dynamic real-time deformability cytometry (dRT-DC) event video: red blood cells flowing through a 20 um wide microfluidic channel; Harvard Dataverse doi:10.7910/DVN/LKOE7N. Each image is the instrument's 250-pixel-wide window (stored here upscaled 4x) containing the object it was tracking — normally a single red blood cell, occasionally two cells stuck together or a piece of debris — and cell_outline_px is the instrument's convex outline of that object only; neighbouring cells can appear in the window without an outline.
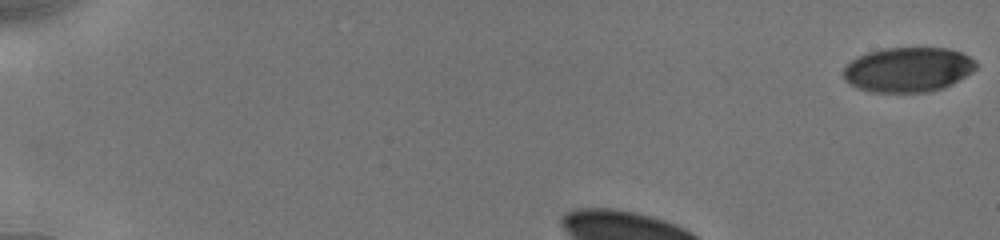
{"species": "human", "species_latin": "Homo sapiens", "temperature_condition": "cold", "stored_images_in_passage": 12, "camera_frame_rate_fps": 3000, "um_per_image_px": 0.085, "donor": {"sex": "male"}, "frame": {"image": 1, "passage_image": 1, "time_ms": 0.0, "image_size_px": [1000, 240], "cell_outline_px": [[976, 68], [972, 72], [952, 84], [944, 88], [928, 92], [872, 92], [860, 88], [844, 80], [844, 68], [852, 60], [868, 52], [884, 48], [948, 48], [960, 52], [976, 60]], "centroid_in_image_um": [77.21, 5.92], "position_along_channel_um": 7.8, "area_um2": 34.45}}